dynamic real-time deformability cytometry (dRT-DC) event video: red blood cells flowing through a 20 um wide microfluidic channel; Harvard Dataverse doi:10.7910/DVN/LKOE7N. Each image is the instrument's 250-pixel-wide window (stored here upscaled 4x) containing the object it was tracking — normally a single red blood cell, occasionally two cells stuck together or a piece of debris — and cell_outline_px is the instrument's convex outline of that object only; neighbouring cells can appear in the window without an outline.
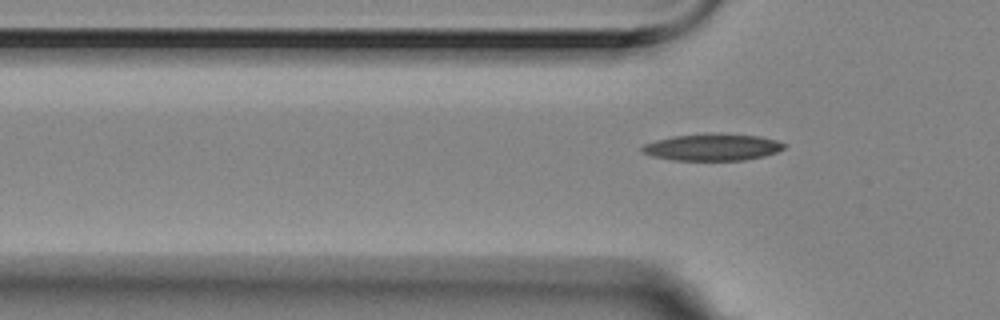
{"species": "Egyptian fruit bat (a non-hibernating species)", "species_latin": "Rousettus aegyptiacus", "temperature_condition": "room temperature", "stored_images_in_passage": 5, "camera_frame_rate_fps": 3000, "um_per_image_px": 0.085, "animal": {"sex": "female"}, "frame": {"image": 1, "passage_image": 5, "time_ms": 1.333, "image_size_px": [1000, 320], "cell_outline_px": [[784, 148], [776, 152], [764, 156], [744, 160], [672, 160], [652, 156], [640, 152], [640, 148], [644, 144], [656, 140], [672, 136], [704, 132], [720, 132], [760, 136], [776, 140], [784, 144]], "centroid_in_image_um": [60.51, 12.49], "position_along_channel_um": 65.3, "area_um2": 22.66}}